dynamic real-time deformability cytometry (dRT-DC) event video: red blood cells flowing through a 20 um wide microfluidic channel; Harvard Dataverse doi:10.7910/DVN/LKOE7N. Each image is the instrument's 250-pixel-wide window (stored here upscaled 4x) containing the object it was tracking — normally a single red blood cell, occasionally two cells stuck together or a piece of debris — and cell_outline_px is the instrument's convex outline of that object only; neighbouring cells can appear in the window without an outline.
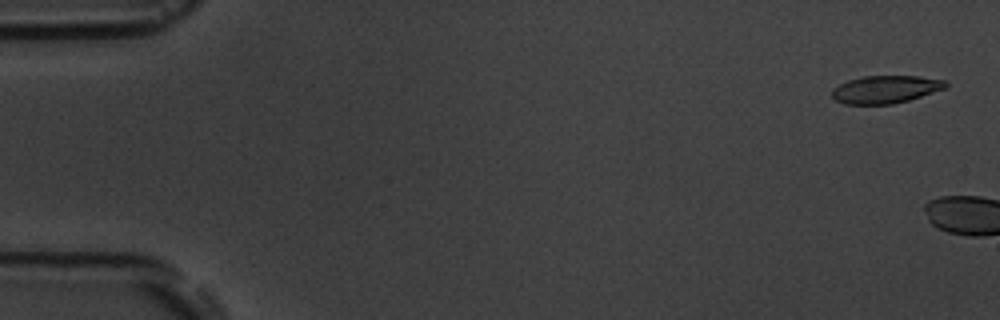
{"species": "common noctule bat (a hibernating species)", "species_latin": "Nyctalus noctula", "temperature_condition": "room temperature", "stored_images_in_passage": 2, "camera_frame_rate_fps": 3000, "um_per_image_px": 0.085, "animal": {"sex": "male", "body_mass_g": 19.5, "forearm_length_mm": 54.6}, "frame": {"image": 1, "passage_image": 1, "time_ms": 0.0, "image_size_px": [1000, 320], "cell_outline_px": [[948, 88], [908, 100], [892, 104], [844, 104], [836, 100], [832, 96], [832, 88], [848, 80], [864, 76], [920, 76], [944, 80], [948, 84]], "centroid_in_image_um": [75.29, 7.59], "position_along_channel_um": 9.7, "area_um2": 18.38}}